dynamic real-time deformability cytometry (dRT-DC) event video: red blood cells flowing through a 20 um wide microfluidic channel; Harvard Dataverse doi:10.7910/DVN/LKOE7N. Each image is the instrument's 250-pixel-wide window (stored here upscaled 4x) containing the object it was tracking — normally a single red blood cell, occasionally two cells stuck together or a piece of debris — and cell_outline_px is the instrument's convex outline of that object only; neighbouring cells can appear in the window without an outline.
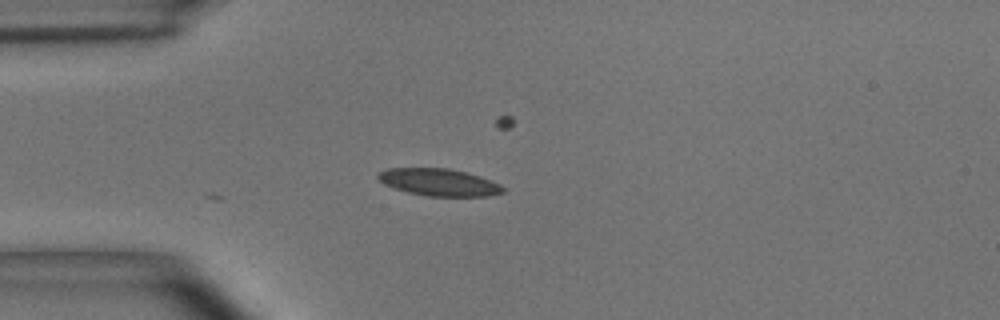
{"species": "common noctule bat (a hibernating species)", "species_latin": "Nyctalus noctula", "temperature_condition": "room temperature", "stored_images_in_passage": 7, "camera_frame_rate_fps": 3000, "um_per_image_px": 0.085, "animal": {"sex": "male", "body_mass_g": 15.6}, "frame": {"image": 1, "passage_image": 1, "time_ms": 0.0, "image_size_px": [1000, 320], "cell_outline_px": [[504, 192], [488, 196], [428, 196], [408, 192], [392, 188], [384, 184], [376, 176], [380, 172], [388, 168], [448, 168], [480, 176], [500, 184], [504, 188]], "centroid_in_image_um": [37.3, 15.49], "position_along_channel_um": 47.7, "area_um2": 19.71}}